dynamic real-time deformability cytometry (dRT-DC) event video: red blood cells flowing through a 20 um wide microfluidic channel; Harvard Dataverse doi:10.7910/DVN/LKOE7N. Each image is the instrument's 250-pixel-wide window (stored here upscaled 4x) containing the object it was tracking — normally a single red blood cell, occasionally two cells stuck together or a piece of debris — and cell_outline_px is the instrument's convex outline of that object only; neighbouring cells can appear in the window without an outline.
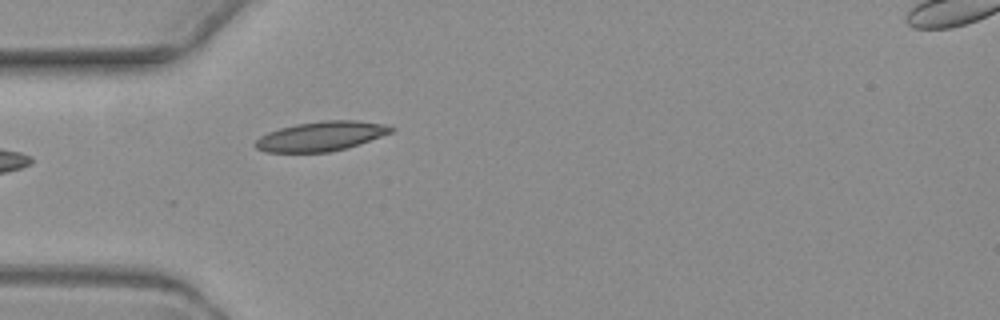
{"species": "common noctule bat (a hibernating species)", "species_latin": "Nyctalus noctula", "temperature_condition": "warm", "stored_images_in_passage": 5, "camera_frame_rate_fps": 3000, "um_per_image_px": 0.085, "animal": {"sex": "female", "body_mass_g": 19.3, "forearm_length_mm": 54.1}, "frame": {"image": 1, "passage_image": 5, "time_ms": 6.0, "image_size_px": [1000, 320], "cell_outline_px": [[396, 128], [392, 132], [344, 148], [328, 152], [264, 152], [256, 148], [252, 144], [260, 136], [268, 132], [280, 128], [296, 124], [324, 120], [356, 120], [384, 124]], "centroid_in_image_um": [27.23, 11.57], "position_along_channel_um": 57.8, "area_um2": 23.12}}